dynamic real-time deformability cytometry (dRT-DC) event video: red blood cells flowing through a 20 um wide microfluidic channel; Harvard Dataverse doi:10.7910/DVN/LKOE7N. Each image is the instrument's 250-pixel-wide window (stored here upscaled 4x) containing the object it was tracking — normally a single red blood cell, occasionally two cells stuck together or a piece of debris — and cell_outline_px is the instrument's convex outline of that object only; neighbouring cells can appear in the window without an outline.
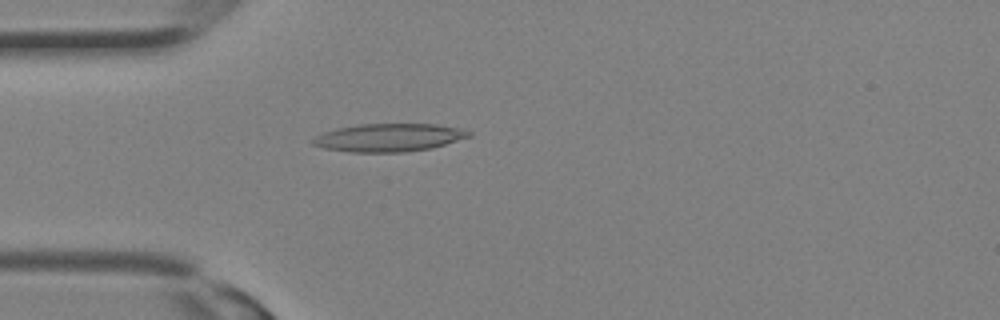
{"species": "Egyptian fruit bat (a non-hibernating species)", "species_latin": "Rousettus aegyptiacus", "temperature_condition": "room temperature", "stored_images_in_passage": 31, "camera_frame_rate_fps": 3000, "um_per_image_px": 0.085, "animal": {"sex": "female"}, "frame": {"image": 1, "passage_image": 9, "time_ms": 2.667, "image_size_px": [1000, 320], "cell_outline_px": [[472, 136], [432, 148], [404, 152], [352, 152], [324, 148], [312, 144], [312, 140], [316, 136], [324, 132], [356, 124], [436, 124], [464, 128], [472, 132]], "centroid_in_image_um": [33.12, 11.69], "position_along_channel_um": 51.9, "area_um2": 25.49}}
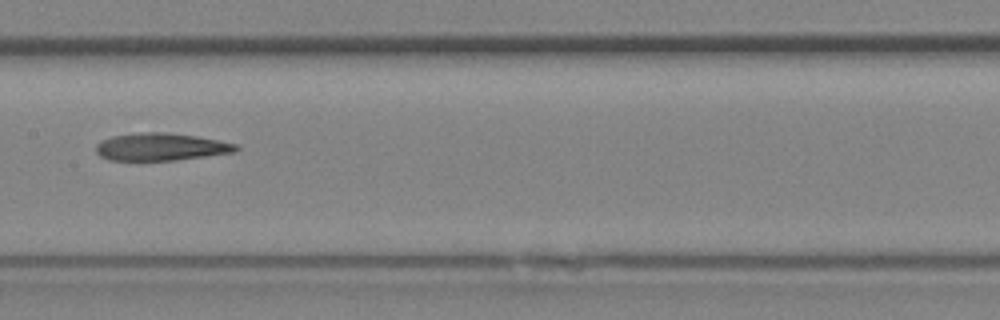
{"frame": {"image": 2, "passage_image": 16, "time_ms": 5.0, "image_size_px": [1000, 320], "cell_outline_px": [[240, 148], [236, 152], [176, 160], [108, 160], [100, 156], [96, 152], [96, 144], [100, 140], [112, 136], [140, 132], [164, 132], [196, 136], [236, 144]], "centroid_in_image_um": [13.65, 12.48], "position_along_channel_um": 193.8, "area_um2": 22.43}}
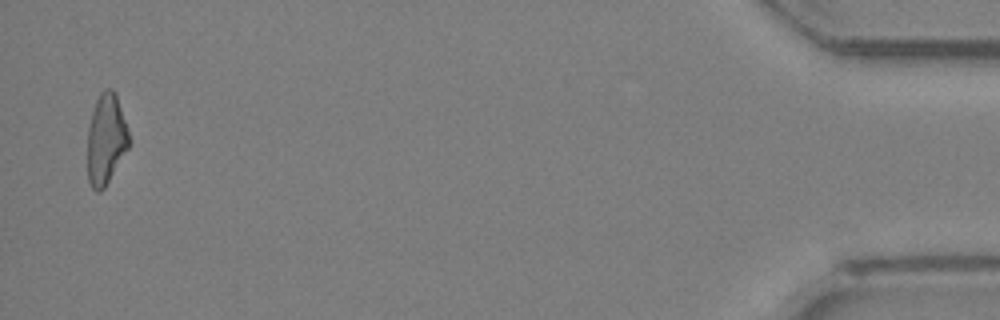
{"frame": {"image": 3, "passage_image": 31, "time_ms": 10.0, "image_size_px": [1000, 320], "cell_outline_px": [[132, 140], [128, 148], [104, 188], [100, 192], [96, 192], [92, 188], [88, 180], [88, 128], [92, 112], [96, 100], [100, 92], [104, 88], [112, 88], [116, 92]], "centroid_in_image_um": [9.03, 11.8], "position_along_channel_um": 426.2, "area_um2": 22.14}}